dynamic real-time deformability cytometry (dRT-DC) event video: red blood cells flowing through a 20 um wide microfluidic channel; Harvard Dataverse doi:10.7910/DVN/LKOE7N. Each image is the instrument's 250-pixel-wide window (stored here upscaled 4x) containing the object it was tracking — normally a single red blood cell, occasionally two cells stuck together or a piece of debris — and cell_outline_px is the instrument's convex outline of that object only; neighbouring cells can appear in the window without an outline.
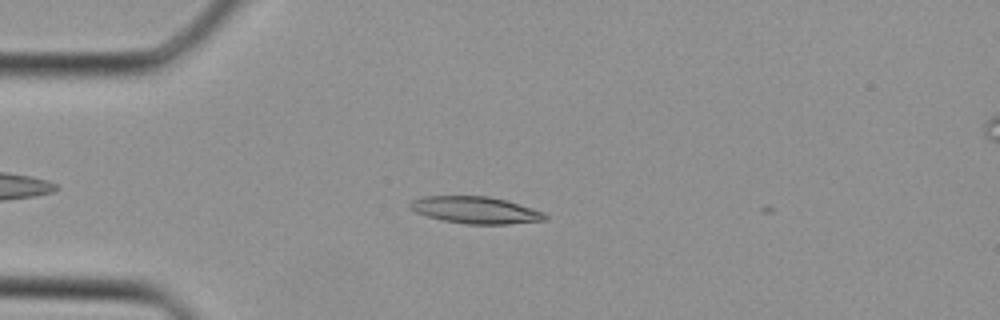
{"species": "Egyptian fruit bat (a non-hibernating species)", "species_latin": "Rousettus aegyptiacus", "temperature_condition": "cold", "stored_images_in_passage": 4, "camera_frame_rate_fps": 3000, "um_per_image_px": 0.085, "animal": {"sex": "female"}, "frame": {"image": 1, "passage_image": 2, "time_ms": 0.333, "image_size_px": [1000, 320], "cell_outline_px": [[548, 220], [508, 224], [464, 224], [444, 220], [428, 216], [416, 212], [408, 204], [412, 200], [424, 196], [488, 196], [508, 200], [544, 212], [548, 216]], "centroid_in_image_um": [40.48, 17.85], "position_along_channel_um": 44.5, "area_um2": 21.21}}